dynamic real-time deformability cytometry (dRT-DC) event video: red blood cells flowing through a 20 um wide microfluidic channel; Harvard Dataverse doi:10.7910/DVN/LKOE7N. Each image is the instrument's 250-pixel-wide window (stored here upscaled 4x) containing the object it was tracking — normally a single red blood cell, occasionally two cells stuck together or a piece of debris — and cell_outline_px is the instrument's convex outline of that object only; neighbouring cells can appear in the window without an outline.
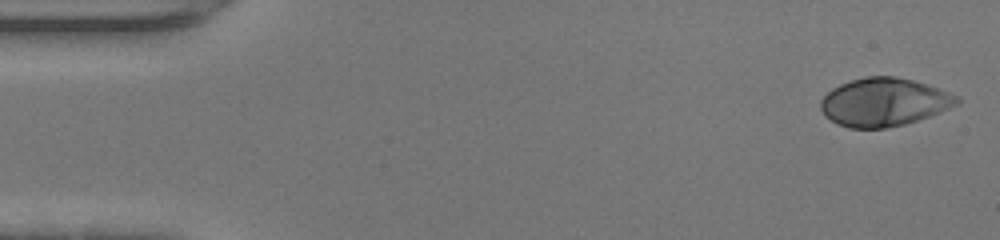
{"species": "human", "species_latin": "Homo sapiens", "temperature_condition": "warm", "stored_images_in_passage": 9, "camera_frame_rate_fps": 3000, "um_per_image_px": 0.085, "donor": {"sex": "female"}, "frame": {"image": 1, "passage_image": 1, "time_ms": 0.0, "image_size_px": [1000, 240], "cell_outline_px": [[960, 100], [956, 104], [948, 108], [928, 116], [904, 124], [884, 128], [848, 128], [836, 124], [824, 116], [820, 108], [820, 100], [832, 88], [840, 84], [864, 76], [896, 76], [912, 80], [940, 88], [956, 96]], "centroid_in_image_um": [75.07, 8.68], "position_along_channel_um": 9.9, "area_um2": 38.09}}